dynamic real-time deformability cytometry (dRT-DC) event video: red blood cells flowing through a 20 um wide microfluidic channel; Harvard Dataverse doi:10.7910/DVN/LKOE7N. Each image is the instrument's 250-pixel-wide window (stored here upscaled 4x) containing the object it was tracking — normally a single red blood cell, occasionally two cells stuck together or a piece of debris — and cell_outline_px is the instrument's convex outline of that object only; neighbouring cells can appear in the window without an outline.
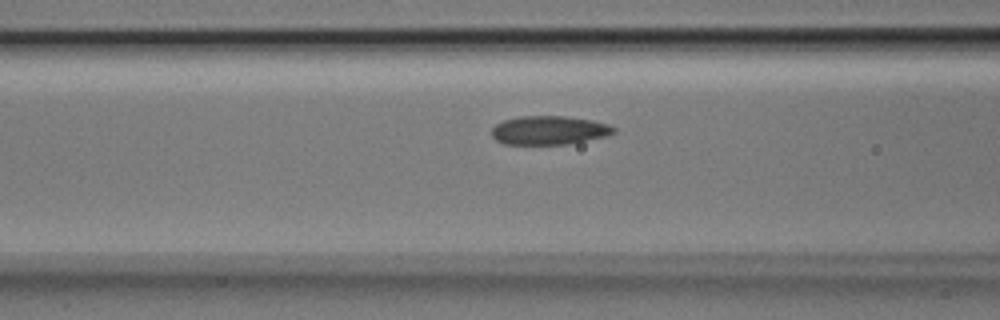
{"species": "Egyptian fruit bat (a non-hibernating species)", "species_latin": "Rousettus aegyptiacus", "temperature_condition": "room temperature", "stored_images_in_passage": 9, "camera_frame_rate_fps": 3000, "um_per_image_px": 0.085, "animal": {"sex": "male"}, "frame": {"image": 1, "passage_image": 7, "time_ms": 2.0, "image_size_px": [1000, 320], "cell_outline_px": [[616, 132], [608, 136], [568, 144], [504, 144], [496, 140], [492, 136], [492, 128], [496, 124], [504, 120], [520, 116], [564, 116], [592, 120], [608, 124], [616, 128]], "centroid_in_image_um": [46.7, 11.07], "position_along_channel_um": 119.9, "area_um2": 20.52}}